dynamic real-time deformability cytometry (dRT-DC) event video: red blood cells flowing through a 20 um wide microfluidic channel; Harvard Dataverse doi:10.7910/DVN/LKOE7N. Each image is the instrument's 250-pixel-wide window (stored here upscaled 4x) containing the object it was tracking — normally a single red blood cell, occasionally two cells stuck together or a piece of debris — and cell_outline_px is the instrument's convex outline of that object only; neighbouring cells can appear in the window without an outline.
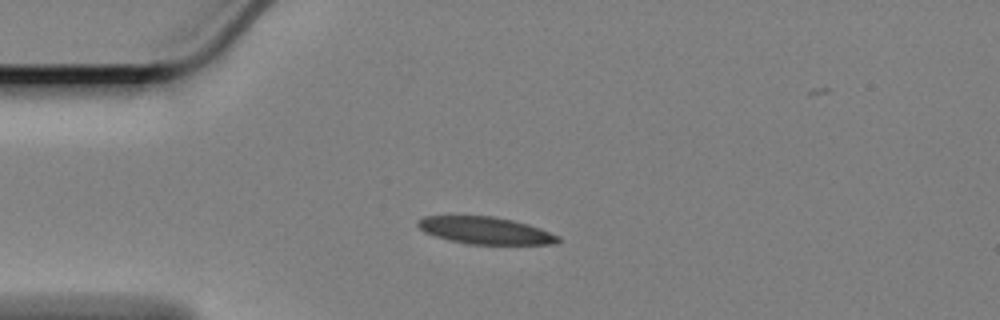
{"species": "Egyptian fruit bat (a non-hibernating species)", "species_latin": "Rousettus aegyptiacus", "temperature_condition": "cold", "stored_images_in_passage": 47, "camera_frame_rate_fps": 3000, "um_per_image_px": 0.085, "animal": {"sex": "female"}, "frame": {"image": 1, "passage_image": 1, "time_ms": 0.0, "image_size_px": [1000, 320], "cell_outline_px": [[560, 240], [556, 244], [468, 244], [448, 240], [424, 232], [416, 224], [416, 220], [424, 216], [492, 216], [512, 220], [528, 224], [540, 228], [560, 236]], "centroid_in_image_um": [41.24, 19.59], "position_along_channel_um": 43.8, "area_um2": 22.2}}
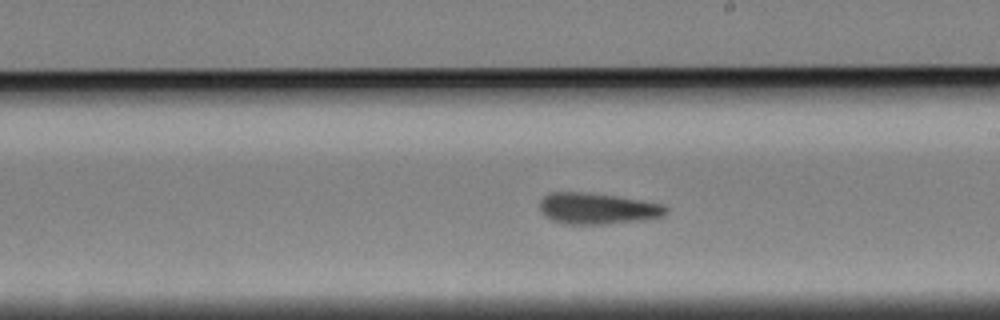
{"frame": {"image": 2, "passage_image": 20, "time_ms": 6.333, "image_size_px": [1000, 320], "cell_outline_px": [[668, 212], [664, 216], [644, 220], [604, 224], [564, 224], [552, 220], [544, 216], [540, 212], [540, 200], [548, 192], [584, 192], [616, 196], [664, 204], [668, 208]], "centroid_in_image_um": [50.77, 17.73], "position_along_channel_um": 238.2, "area_um2": 23.18}}
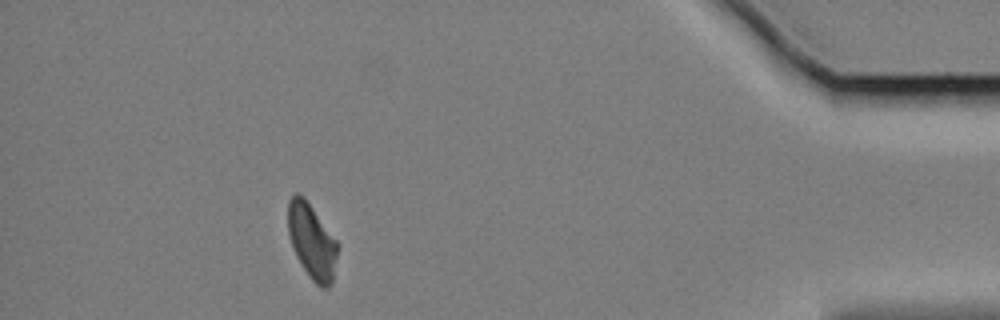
{"frame": {"image": 3, "passage_image": 40, "time_ms": 13.0, "image_size_px": [1000, 320], "cell_outline_px": [[336, 256], [332, 284], [328, 288], [320, 288], [312, 280], [300, 264], [292, 248], [288, 232], [288, 200], [296, 192], [304, 196], [336, 240]], "centroid_in_image_um": [26.47, 20.51], "position_along_channel_um": 408.7, "area_um2": 21.5}, "authors_computed_cell_mechanics": {"area_um2": 22.8888, "velocity_mm_per_s": 3.3522, "shape_relaxation_time_tau1_ms": null, "shape_relaxation_time_tau2_ms": 5.0186, "deformation_change_tau1": null, "deformation_change_tau2": 0.1084}}